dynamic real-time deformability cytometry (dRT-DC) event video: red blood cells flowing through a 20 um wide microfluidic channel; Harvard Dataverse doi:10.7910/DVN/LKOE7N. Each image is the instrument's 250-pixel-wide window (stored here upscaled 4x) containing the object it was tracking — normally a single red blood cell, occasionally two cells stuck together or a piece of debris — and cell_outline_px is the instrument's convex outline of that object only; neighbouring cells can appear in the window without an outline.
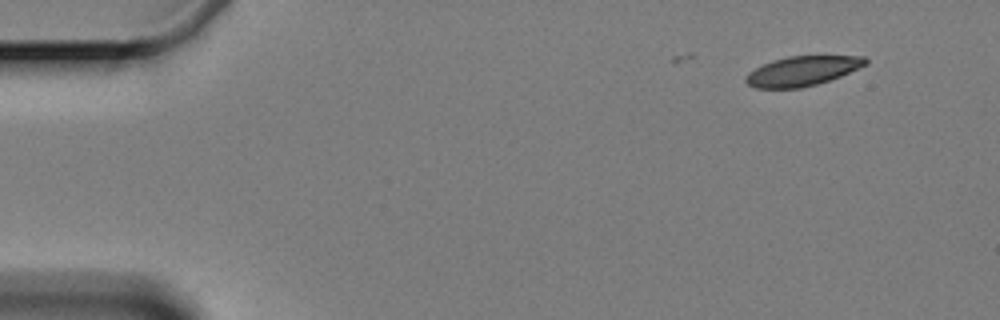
{"species": "Egyptian fruit bat (a non-hibernating species)", "species_latin": "Rousettus aegyptiacus", "temperature_condition": "cold", "stored_images_in_passage": 5, "segment_of_instrument_passage": [1, 2], "camera_frame_rate_fps": 3000, "um_per_image_px": 0.085, "animal": {"sex": "female"}, "frame": {"image": 1, "passage_image": 1, "time_ms": 0.0, "image_size_px": [1000, 320], "cell_outline_px": [[868, 64], [840, 76], [816, 84], [800, 88], [756, 88], [748, 84], [744, 80], [748, 72], [772, 60], [788, 56], [864, 56], [868, 60]], "centroid_in_image_um": [68.19, 6.03], "position_along_channel_um": 16.8, "area_um2": 20.52}}